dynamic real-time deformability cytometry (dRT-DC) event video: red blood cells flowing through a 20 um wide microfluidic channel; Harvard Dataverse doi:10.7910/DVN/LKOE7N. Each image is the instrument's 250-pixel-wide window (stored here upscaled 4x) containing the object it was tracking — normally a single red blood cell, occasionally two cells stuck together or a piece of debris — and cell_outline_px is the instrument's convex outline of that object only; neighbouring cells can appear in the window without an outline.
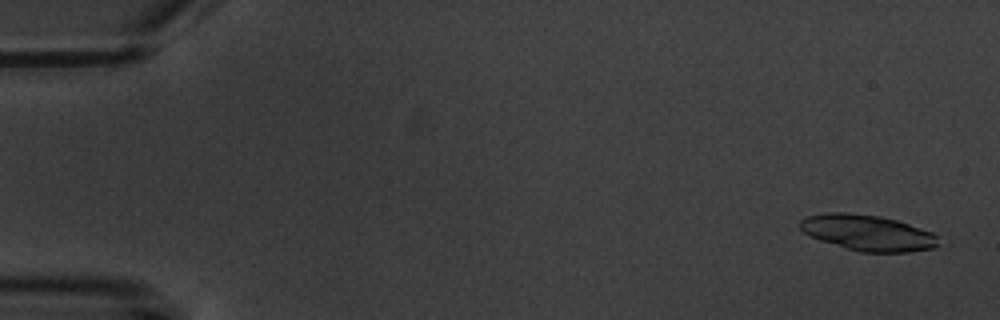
{"species": "common noctule bat (a hibernating species)", "species_latin": "Nyctalus noctula", "temperature_condition": "warm", "stored_images_in_passage": 4, "camera_frame_rate_fps": 3000, "um_per_image_px": 0.085, "animal": {"sex": "male", "body_mass_g": 20.1, "forearm_length_mm": 53.5}, "frame": {"image": 1, "passage_image": 1, "time_ms": 0.0, "image_size_px": [1000, 320], "cell_outline_px": [[940, 244], [932, 248], [908, 252], [860, 252], [844, 248], [820, 240], [804, 232], [800, 228], [800, 220], [808, 216], [824, 212], [848, 212], [880, 216], [896, 220], [932, 232], [936, 236]], "centroid_in_image_um": [73.74, 19.78], "position_along_channel_um": 11.3, "area_um2": 28.84}}